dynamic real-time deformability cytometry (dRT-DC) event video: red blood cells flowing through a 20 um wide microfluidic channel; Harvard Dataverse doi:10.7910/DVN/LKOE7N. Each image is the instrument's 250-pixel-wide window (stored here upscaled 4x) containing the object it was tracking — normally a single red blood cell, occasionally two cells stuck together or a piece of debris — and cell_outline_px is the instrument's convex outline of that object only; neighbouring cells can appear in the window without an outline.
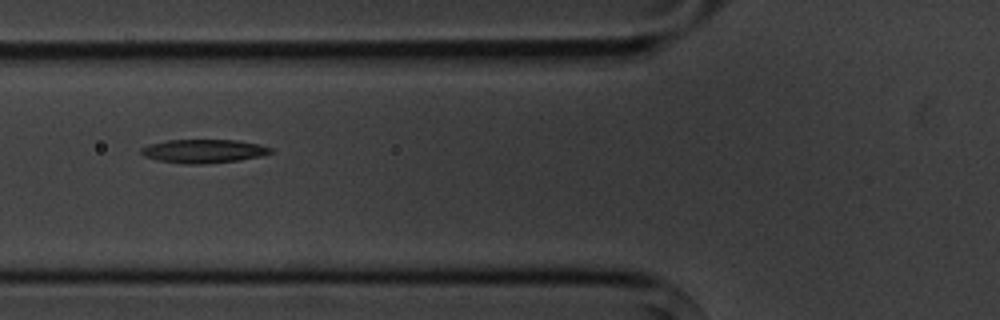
{"species": "common noctule bat (a hibernating species)", "species_latin": "Nyctalus noctula", "temperature_condition": "cold", "stored_images_in_passage": 9, "camera_frame_rate_fps": 3000, "um_per_image_px": 0.085, "animal": {"sex": "male", "body_mass_g": 20.1, "forearm_length_mm": 53.5}, "frame": {"image": 1, "passage_image": 4, "time_ms": 3.333, "image_size_px": [1000, 320], "cell_outline_px": [[272, 152], [260, 156], [240, 160], [200, 164], [180, 164], [156, 160], [144, 156], [140, 152], [140, 148], [148, 144], [168, 140], [236, 140], [260, 144], [272, 148]], "centroid_in_image_um": [17.26, 12.85], "position_along_channel_um": 108.5, "area_um2": 17.92}}
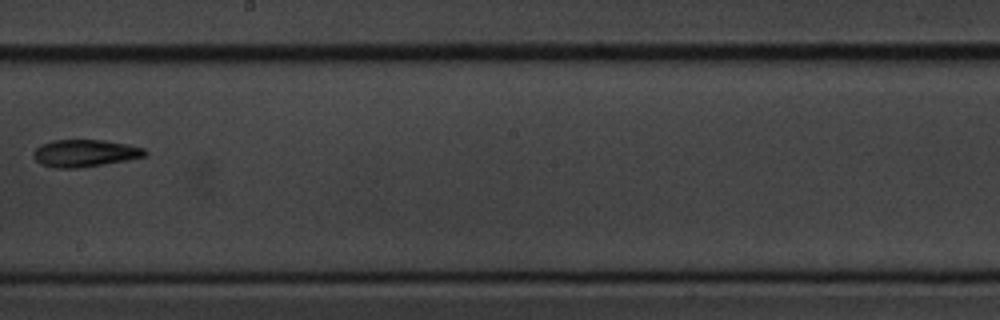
{"frame": {"image": 2, "passage_image": 7, "time_ms": 7.0, "image_size_px": [1000, 320], "cell_outline_px": [[148, 152], [144, 156], [128, 160], [76, 168], [56, 168], [40, 164], [32, 156], [32, 152], [40, 144], [52, 140], [104, 140], [128, 144], [144, 148]], "centroid_in_image_um": [7.18, 13.01], "position_along_channel_um": 241.0, "area_um2": 17.74}}
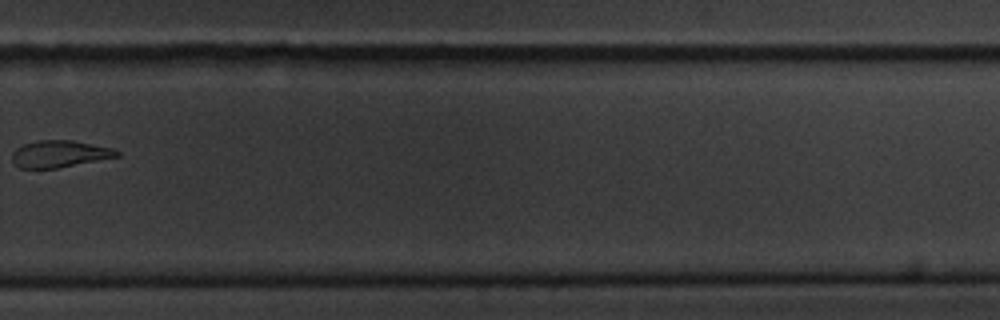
{"frame": {"image": 3, "passage_image": 9, "time_ms": 9.333, "image_size_px": [1000, 320], "cell_outline_px": [[120, 156], [56, 168], [20, 168], [12, 160], [12, 152], [16, 148], [24, 144], [40, 140], [72, 140], [112, 148], [120, 152]], "centroid_in_image_um": [5.06, 13.08], "position_along_channel_um": 324.7, "area_um2": 16.24}}